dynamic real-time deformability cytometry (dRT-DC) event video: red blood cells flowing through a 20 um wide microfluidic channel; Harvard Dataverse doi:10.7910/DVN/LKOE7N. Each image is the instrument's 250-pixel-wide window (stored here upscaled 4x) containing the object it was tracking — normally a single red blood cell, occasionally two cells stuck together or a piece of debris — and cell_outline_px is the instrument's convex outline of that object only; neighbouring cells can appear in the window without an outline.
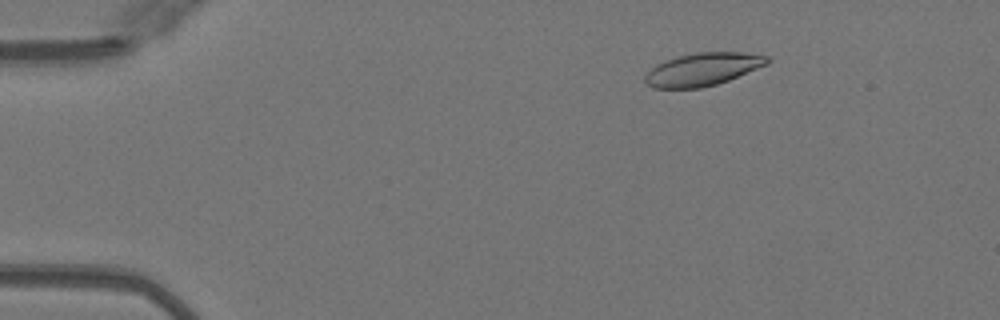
{"species": "Egyptian fruit bat (a non-hibernating species)", "species_latin": "Rousettus aegyptiacus", "temperature_condition": "warm", "stored_images_in_passage": 25, "camera_frame_rate_fps": 3000, "um_per_image_px": 0.085, "animal": {"sex": "female"}, "frame": {"image": 1, "passage_image": 8, "time_ms": 2.333, "image_size_px": [1000, 320], "cell_outline_px": [[772, 60], [768, 64], [728, 80], [716, 84], [700, 88], [652, 88], [644, 80], [644, 76], [656, 64], [680, 56], [696, 52], [744, 52], [768, 56]], "centroid_in_image_um": [59.76, 5.89], "position_along_channel_um": 25.2, "area_um2": 23.24}}
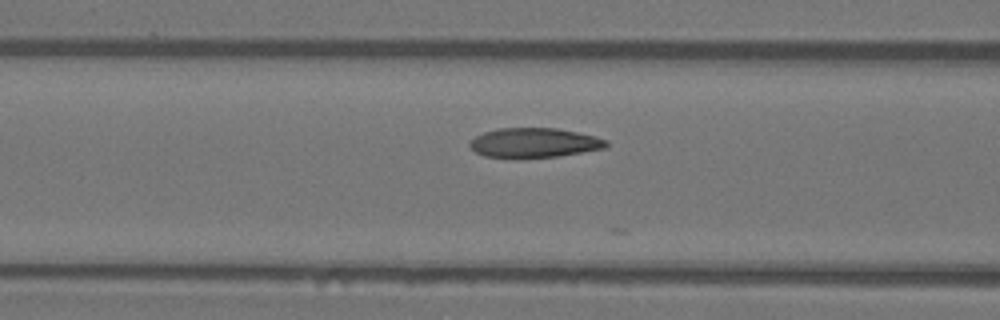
{"frame": {"image": 2, "passage_image": 21, "time_ms": 6.667, "image_size_px": [1000, 320], "cell_outline_px": [[608, 144], [604, 148], [560, 156], [484, 156], [476, 152], [468, 144], [476, 136], [484, 132], [500, 128], [556, 128], [596, 136], [608, 140]], "centroid_in_image_um": [45.44, 12.11], "position_along_channel_um": 121.2, "area_um2": 22.89}}
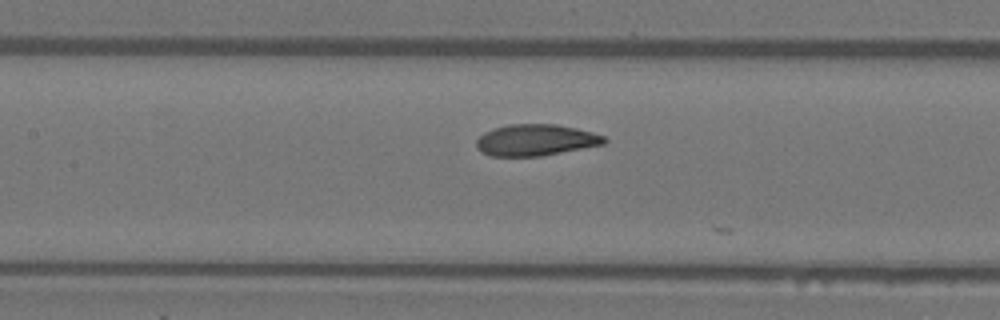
{"frame": {"image": 3, "passage_image": 24, "time_ms": 7.667, "image_size_px": [1000, 320], "cell_outline_px": [[608, 140], [604, 144], [540, 156], [492, 156], [480, 152], [476, 148], [476, 140], [484, 132], [492, 128], [508, 124], [556, 124], [576, 128], [592, 132], [604, 136]], "centroid_in_image_um": [45.5, 11.9], "position_along_channel_um": 161.9, "area_um2": 23.47}}